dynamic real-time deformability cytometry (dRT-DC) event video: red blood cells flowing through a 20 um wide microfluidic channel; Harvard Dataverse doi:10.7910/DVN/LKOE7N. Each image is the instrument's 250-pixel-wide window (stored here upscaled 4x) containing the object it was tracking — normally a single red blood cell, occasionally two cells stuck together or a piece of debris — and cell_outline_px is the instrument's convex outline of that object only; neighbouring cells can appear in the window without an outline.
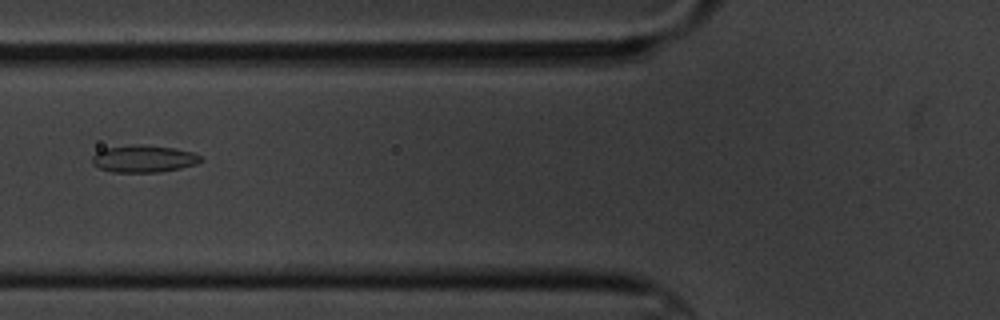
{"species": "common noctule bat (a hibernating species)", "species_latin": "Nyctalus noctula", "temperature_condition": "cold", "stored_images_in_passage": 2, "camera_frame_rate_fps": 3000, "um_per_image_px": 0.085, "animal": {"sex": "male", "body_mass_g": 20.1, "forearm_length_mm": 53.5}, "frame": {"image": 1, "passage_image": 2, "time_ms": 1.333, "image_size_px": [1000, 320], "cell_outline_px": [[204, 160], [196, 164], [180, 168], [160, 172], [112, 172], [100, 168], [92, 164], [92, 156], [96, 152], [104, 148], [132, 144], [136, 144], [176, 148], [192, 152], [200, 156]], "centroid_in_image_um": [12.2, 13.49], "position_along_channel_um": 113.6, "area_um2": 17.28}}